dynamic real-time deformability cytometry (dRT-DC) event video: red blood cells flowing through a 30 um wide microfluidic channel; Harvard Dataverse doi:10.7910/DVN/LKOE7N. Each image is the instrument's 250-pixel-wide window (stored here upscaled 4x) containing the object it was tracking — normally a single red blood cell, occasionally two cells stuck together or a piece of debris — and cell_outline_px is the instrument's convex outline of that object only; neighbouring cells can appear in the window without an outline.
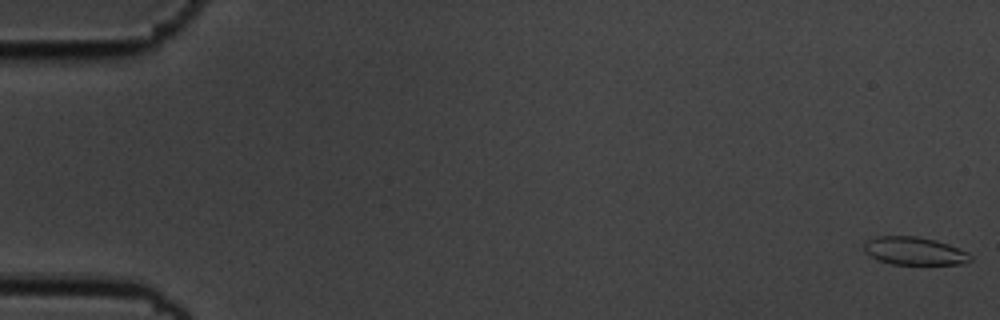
{"species": "common noctule bat (a hibernating species)", "species_latin": "Nyctalus noctula", "temperature_condition": "cold", "stored_images_in_passage": 56, "camera_frame_rate_fps": 3000, "um_per_image_px": 0.085, "animal": {"sex": "male", "body_mass_g": 19.5, "forearm_length_mm": 54.6}, "frame": {"image": 1, "passage_image": 1, "time_ms": 0.0, "image_size_px": [1000, 320], "cell_outline_px": [[972, 260], [960, 264], [892, 264], [880, 260], [864, 252], [864, 244], [868, 240], [876, 236], [916, 236], [936, 240], [948, 244], [968, 252], [972, 256]], "centroid_in_image_um": [77.74, 21.33], "position_along_channel_um": 7.3, "area_um2": 17.22}}
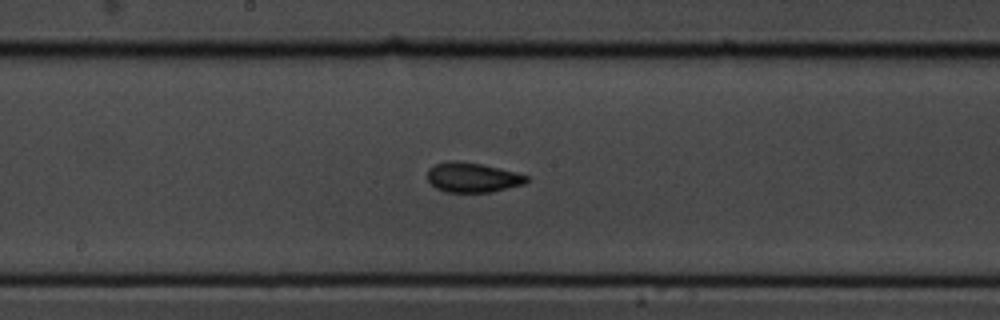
{"frame": {"image": 2, "passage_image": 30, "time_ms": 9.667, "image_size_px": [1000, 320], "cell_outline_px": [[528, 180], [524, 184], [492, 192], [444, 192], [436, 188], [428, 180], [428, 168], [436, 164], [448, 160], [456, 160], [480, 164], [516, 172], [528, 176]], "centroid_in_image_um": [40.15, 15.08], "position_along_channel_um": 208.1, "area_um2": 17.17}}
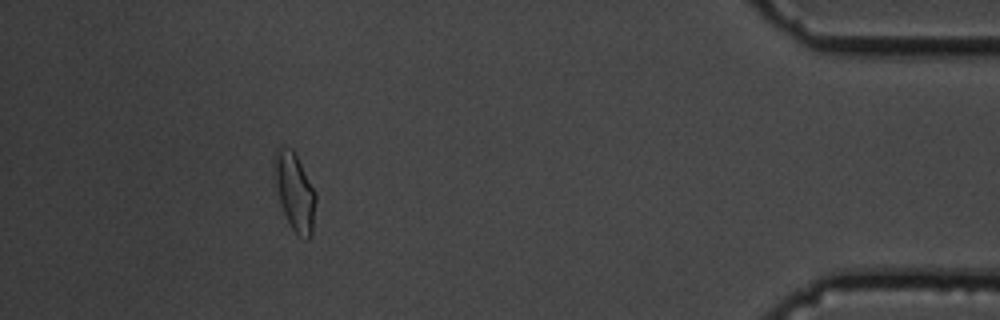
{"frame": {"image": 3, "passage_image": 51, "time_ms": 16.667, "image_size_px": [1000, 320], "cell_outline_px": [[316, 200], [312, 232], [308, 240], [304, 240], [292, 228], [280, 204], [272, 172], [272, 160], [276, 148], [292, 148], [316, 192]], "centroid_in_image_um": [25.02, 16.27], "position_along_channel_um": 410.2, "area_um2": 18.84}, "authors_computed_cell_mechanics": {"area_um2": 17.1955, "velocity_mm_per_s": 3.6293, "shape_relaxation_time_tau1_ms": 6.9838, "shape_relaxation_time_tau2_ms": 1.5687, "deformation_change_tau1": 0.1815, "deformation_change_tau2": 0.0695}}